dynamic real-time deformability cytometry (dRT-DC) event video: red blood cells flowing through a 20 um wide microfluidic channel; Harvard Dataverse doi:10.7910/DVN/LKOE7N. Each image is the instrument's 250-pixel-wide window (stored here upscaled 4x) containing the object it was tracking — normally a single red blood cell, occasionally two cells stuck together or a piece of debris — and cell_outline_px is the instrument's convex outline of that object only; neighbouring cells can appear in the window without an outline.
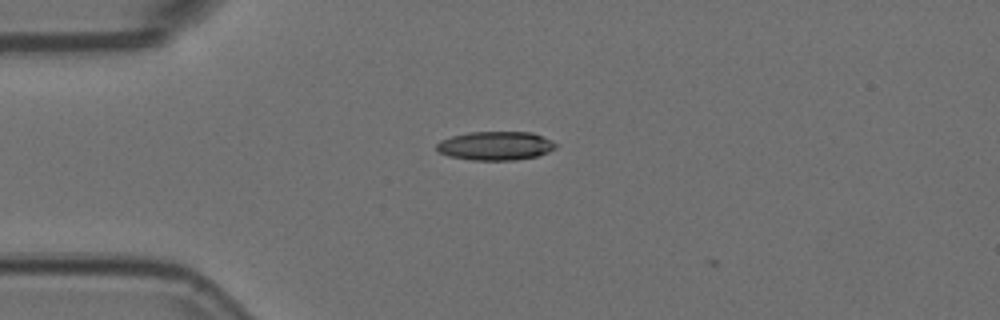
{"species": "Egyptian fruit bat (a non-hibernating species)", "species_latin": "Rousettus aegyptiacus", "temperature_condition": "room temperature", "stored_images_in_passage": 3, "camera_frame_rate_fps": 3000, "um_per_image_px": 0.085, "animal": {"sex": "female"}, "frame": {"image": 1, "passage_image": 1, "time_ms": 0.0, "image_size_px": [1000, 320], "cell_outline_px": [[556, 148], [548, 152], [536, 156], [516, 160], [472, 160], [448, 156], [440, 152], [436, 148], [436, 144], [440, 140], [452, 136], [468, 132], [532, 132], [556, 144]], "centroid_in_image_um": [42.08, 12.39], "position_along_channel_um": 42.9, "area_um2": 19.83}}